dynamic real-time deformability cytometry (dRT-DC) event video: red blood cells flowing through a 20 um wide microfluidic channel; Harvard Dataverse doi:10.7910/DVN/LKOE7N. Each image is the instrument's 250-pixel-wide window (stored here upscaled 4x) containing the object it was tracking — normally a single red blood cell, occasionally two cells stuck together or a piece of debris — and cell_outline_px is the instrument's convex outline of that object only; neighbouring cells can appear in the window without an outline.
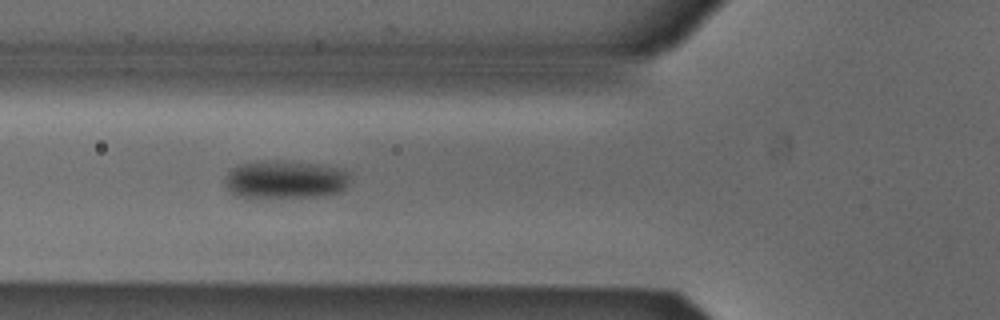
{"species": "Egyptian fruit bat (a non-hibernating species)", "species_latin": "Rousettus aegyptiacus", "temperature_condition": "cold", "stored_images_in_passage": 49, "camera_frame_rate_fps": 3000, "um_per_image_px": 0.085, "animal": {"sex": "male"}, "frame": {"image": 1, "passage_image": 19, "time_ms": 6.0, "image_size_px": [1000, 320], "cell_outline_px": [[348, 184], [340, 192], [324, 196], [256, 200], [252, 200], [236, 196], [224, 188], [224, 180], [228, 172], [232, 168], [240, 164], [260, 160], [280, 160], [320, 164], [344, 168], [348, 172]], "centroid_in_image_um": [24.18, 15.3], "position_along_channel_um": 101.6, "area_um2": 29.25}}
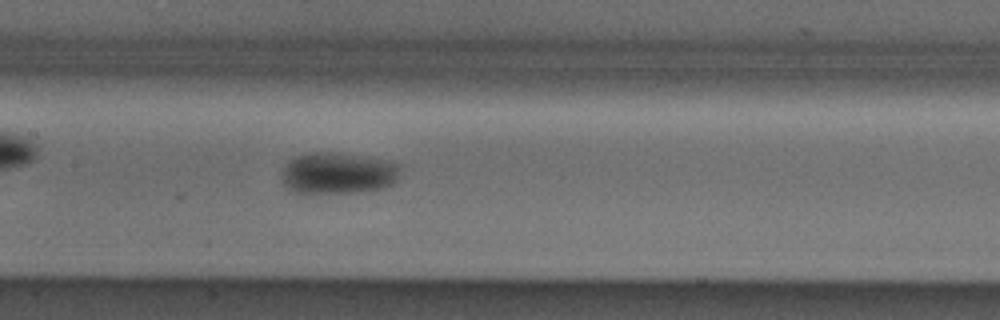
{"frame": {"image": 2, "passage_image": 25, "time_ms": 8.0, "image_size_px": [1000, 320], "cell_outline_px": [[404, 164], [396, 180], [392, 184], [384, 188], [356, 192], [304, 196], [292, 192], [284, 184], [280, 176], [284, 168], [296, 156], [312, 152], [332, 152], [388, 160]], "centroid_in_image_um": [28.73, 14.76], "position_along_channel_um": 178.7, "area_um2": 29.54}}
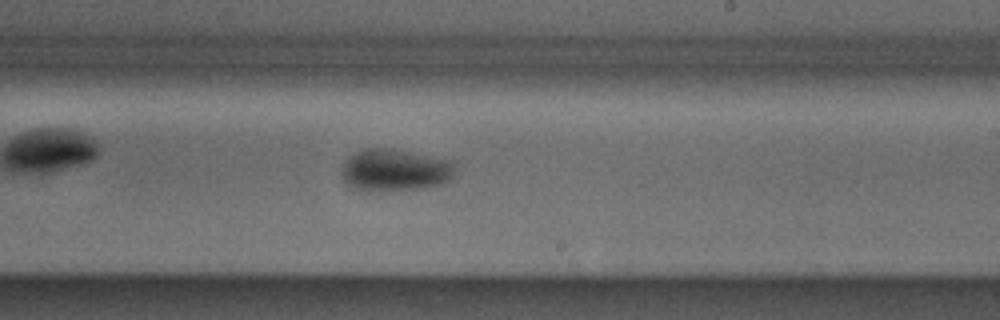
{"frame": {"image": 3, "passage_image": 31, "time_ms": 10.0, "image_size_px": [1000, 320], "cell_outline_px": [[456, 160], [452, 176], [444, 184], [424, 188], [352, 188], [344, 180], [340, 172], [344, 160], [356, 152], [364, 148], [392, 148]], "centroid_in_image_um": [33.61, 14.39], "position_along_channel_um": 255.4, "area_um2": 27.51}, "authors_computed_cell_mechanics": {"area_um2": 26.3568, "velocity_mm_per_s": 3.8533, "shape_relaxation_time_tau1_ms": 3.4934, "shape_relaxation_time_tau2_ms": null, "deformation_change_tau1": 0.0735, "deformation_change_tau2": null}}